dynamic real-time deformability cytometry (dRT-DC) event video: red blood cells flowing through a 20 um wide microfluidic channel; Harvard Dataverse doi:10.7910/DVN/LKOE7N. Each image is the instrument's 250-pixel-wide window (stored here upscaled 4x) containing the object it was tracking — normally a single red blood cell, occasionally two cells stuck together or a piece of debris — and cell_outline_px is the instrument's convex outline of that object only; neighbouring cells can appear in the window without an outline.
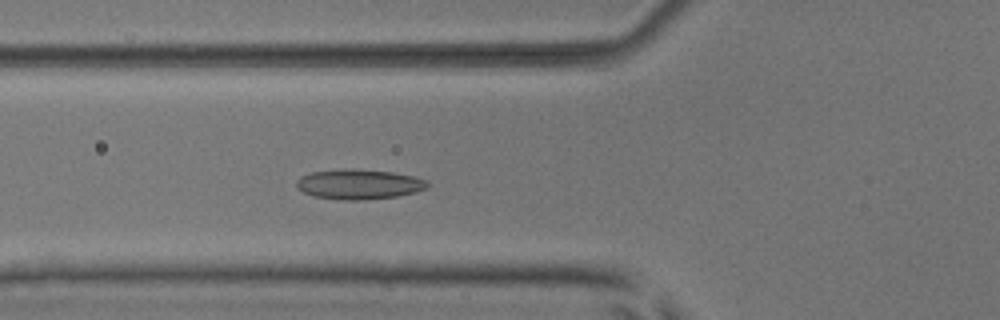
{"species": "common noctule bat (a hibernating species)", "species_latin": "Nyctalus noctula", "temperature_condition": "room temperature", "stored_images_in_passage": 42, "camera_frame_rate_fps": 3000, "um_per_image_px": 0.085, "animal": {"sex": "male", "body_mass_g": 17.9, "forearm_length_mm": 54.2}, "frame": {"image": 1, "passage_image": 20, "time_ms": 6.333, "image_size_px": [1000, 320], "cell_outline_px": [[428, 188], [416, 192], [396, 196], [364, 200], [344, 200], [316, 196], [304, 192], [296, 188], [296, 180], [300, 176], [312, 172], [352, 168], [356, 168], [392, 172], [416, 176], [428, 180]], "centroid_in_image_um": [30.54, 15.65], "position_along_channel_um": 95.3, "area_um2": 23.0}}
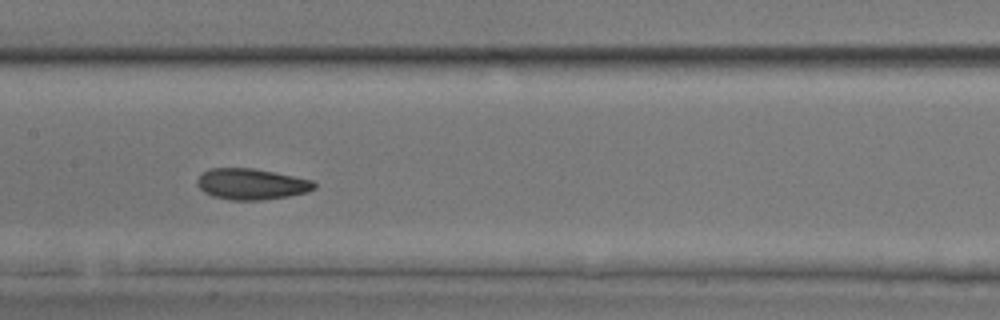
{"frame": {"image": 2, "passage_image": 27, "time_ms": 8.667, "image_size_px": [1000, 320], "cell_outline_px": [[316, 188], [308, 192], [288, 196], [264, 200], [232, 200], [212, 196], [204, 192], [196, 184], [196, 180], [208, 168], [252, 168], [312, 180], [316, 184]], "centroid_in_image_um": [21.36, 15.65], "position_along_channel_um": 186.0, "area_um2": 21.1}}
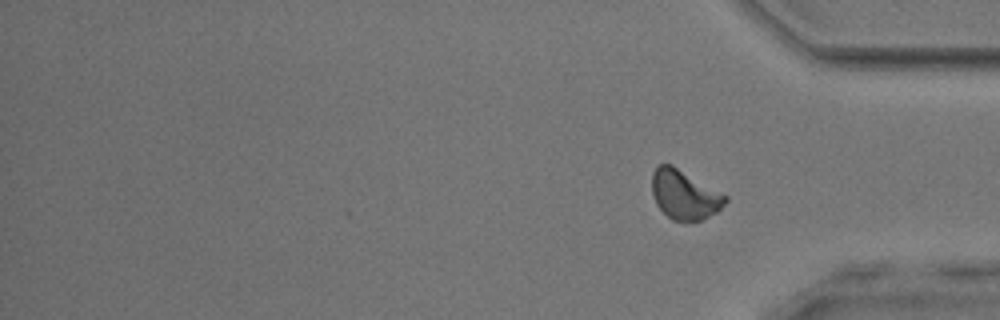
{"frame": {"image": 3, "passage_image": 42, "time_ms": 13.667, "image_size_px": [1000, 320], "cell_outline_px": [[728, 200], [716, 212], [700, 220], [672, 220], [656, 204], [652, 192], [652, 172], [656, 164], [672, 164], [728, 196]], "centroid_in_image_um": [58.16, 16.51], "position_along_channel_um": 377.0, "area_um2": 20.92}, "authors_computed_cell_mechanics": {"area_um2": 22.0218, "velocity_mm_per_s": 3.8948, "shape_relaxation_time_tau1_ms": 3.7814, "shape_relaxation_time_tau2_ms": 1.9048, "deformation_change_tau1": 0.0932, "deformation_change_tau2": 0.0758}}